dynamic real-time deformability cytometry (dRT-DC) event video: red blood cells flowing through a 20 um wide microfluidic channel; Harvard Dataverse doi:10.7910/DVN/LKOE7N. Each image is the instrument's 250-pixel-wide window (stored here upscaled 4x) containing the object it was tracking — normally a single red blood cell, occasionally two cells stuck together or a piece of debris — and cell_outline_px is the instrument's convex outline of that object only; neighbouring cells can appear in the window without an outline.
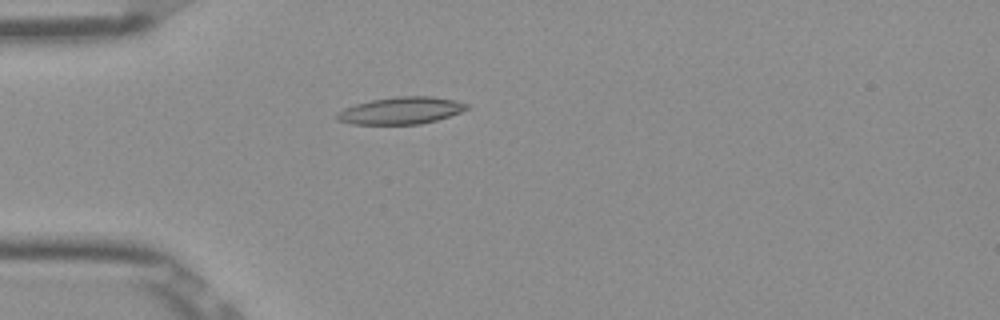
{"species": "Egyptian fruit bat (a non-hibernating species)", "species_latin": "Rousettus aegyptiacus", "temperature_condition": "room temperature", "stored_images_in_passage": 52, "camera_frame_rate_fps": 3000, "um_per_image_px": 0.085, "frame": {"image": 1, "passage_image": 15, "time_ms": 4.667, "image_size_px": [1000, 320], "cell_outline_px": [[472, 108], [436, 120], [420, 124], [352, 124], [336, 120], [332, 116], [344, 108], [356, 104], [372, 100], [396, 96], [432, 96], [452, 100], [468, 104]], "centroid_in_image_um": [34.05, 9.4], "position_along_channel_um": 50.9, "area_um2": 20.52}}
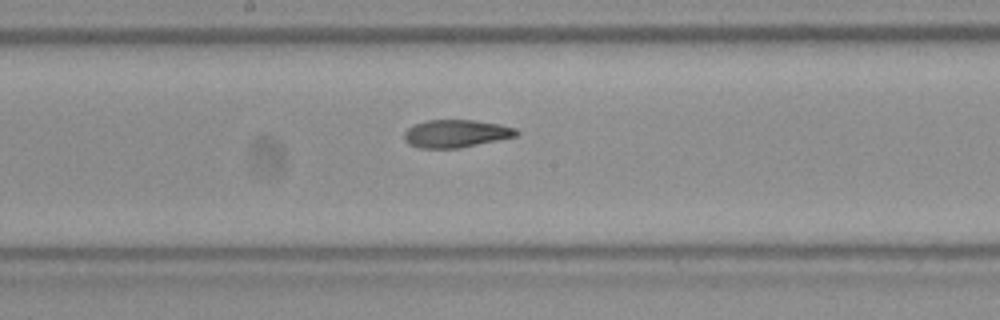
{"frame": {"image": 2, "passage_image": 28, "time_ms": 9.0, "image_size_px": [1000, 320], "cell_outline_px": [[520, 136], [456, 148], [420, 148], [408, 144], [404, 140], [404, 132], [412, 124], [428, 120], [476, 120], [500, 124], [516, 128], [520, 132]], "centroid_in_image_um": [38.77, 11.34], "position_along_channel_um": 209.4, "area_um2": 18.32}}
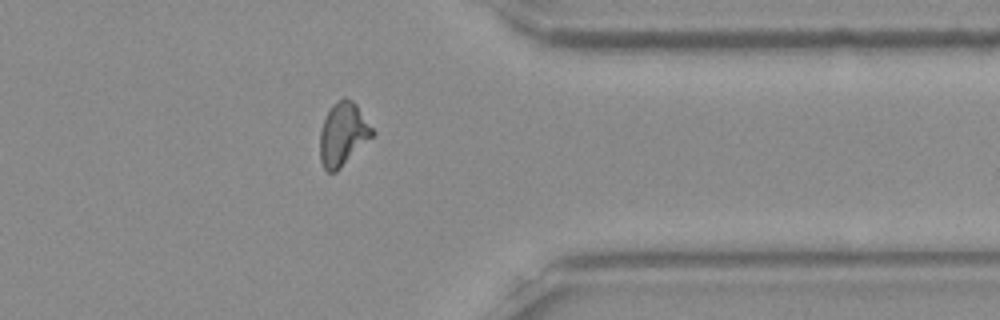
{"frame": {"image": 3, "passage_image": 42, "time_ms": 13.667, "image_size_px": [1000, 320], "cell_outline_px": [[376, 132], [336, 172], [328, 172], [324, 168], [320, 160], [320, 132], [324, 120], [332, 104], [344, 96], [352, 100], [356, 104]], "centroid_in_image_um": [29.15, 11.38], "position_along_channel_um": 382.3, "area_um2": 19.07}, "authors_computed_cell_mechanics": {"area_um2": 18.6983, "velocity_mm_per_s": 3.9086, "shape_relaxation_time_tau1_ms": null, "shape_relaxation_time_tau2_ms": 3.1504, "deformation_change_tau1": null, "deformation_change_tau2": 0.1075}}